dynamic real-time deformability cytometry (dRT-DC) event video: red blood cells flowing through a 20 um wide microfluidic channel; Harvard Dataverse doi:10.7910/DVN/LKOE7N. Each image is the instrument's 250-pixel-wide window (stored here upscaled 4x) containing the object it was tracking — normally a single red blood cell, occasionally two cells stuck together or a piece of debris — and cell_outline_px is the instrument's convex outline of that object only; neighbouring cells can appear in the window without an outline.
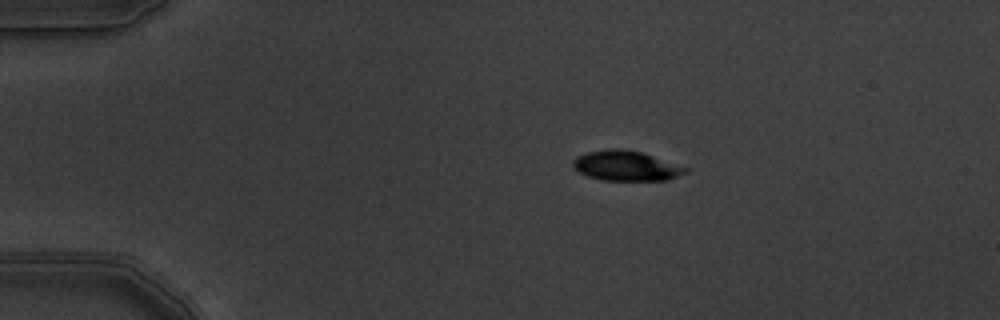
{"species": "common noctule bat (a hibernating species)", "species_latin": "Nyctalus noctula", "temperature_condition": "warm", "stored_images_in_passage": 4, "camera_frame_rate_fps": 3000, "um_per_image_px": 0.085, "animal": {"sex": "male", "body_mass_g": 19.5, "forearm_length_mm": 54.6}, "frame": {"image": 1, "passage_image": 2, "time_ms": 0.333, "image_size_px": [1000, 320], "cell_outline_px": [[692, 168], [688, 172], [668, 180], [604, 180], [588, 176], [572, 168], [572, 160], [588, 152], [608, 148], [624, 148], [640, 152]], "centroid_in_image_um": [53.26, 14.09], "position_along_channel_um": 31.7, "area_um2": 19.77}}